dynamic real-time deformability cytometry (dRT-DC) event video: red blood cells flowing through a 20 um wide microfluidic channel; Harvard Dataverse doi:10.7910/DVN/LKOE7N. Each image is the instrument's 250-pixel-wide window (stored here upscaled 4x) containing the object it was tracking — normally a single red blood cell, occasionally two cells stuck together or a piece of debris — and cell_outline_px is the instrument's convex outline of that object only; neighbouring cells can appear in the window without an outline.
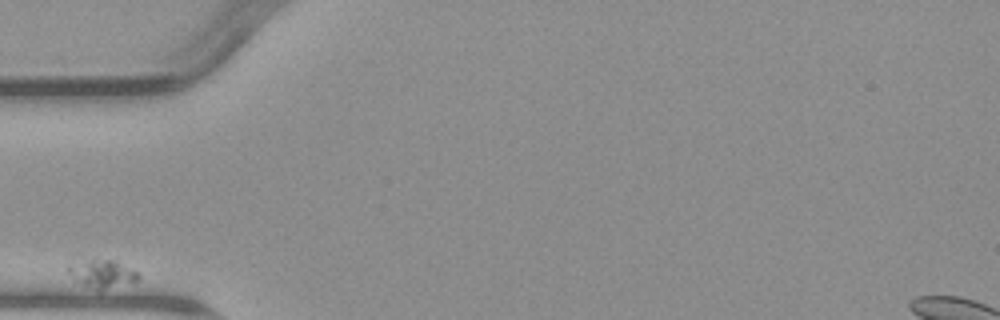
{"species": "common noctule bat (a hibernating species)", "species_latin": "Nyctalus noctula", "temperature_condition": "warm", "stored_images_in_passage": 5, "camera_frame_rate_fps": 3000, "um_per_image_px": 0.085, "animal": {"sex": "male", "body_mass_g": 23.1, "forearm_length_mm": 52.7}, "frame": {"image": 1, "passage_image": 1, "time_ms": 0.0, "image_size_px": [1000, 320], "cell_outline_px": [[140, 276], [136, 280], [104, 288], [96, 288], [72, 280], [68, 272], [68, 264], [72, 256], [80, 256], [116, 260], [140, 272]], "centroid_in_image_um": [8.54, 23.11], "position_along_channel_um": 76.5, "area_um2": 12.02}}
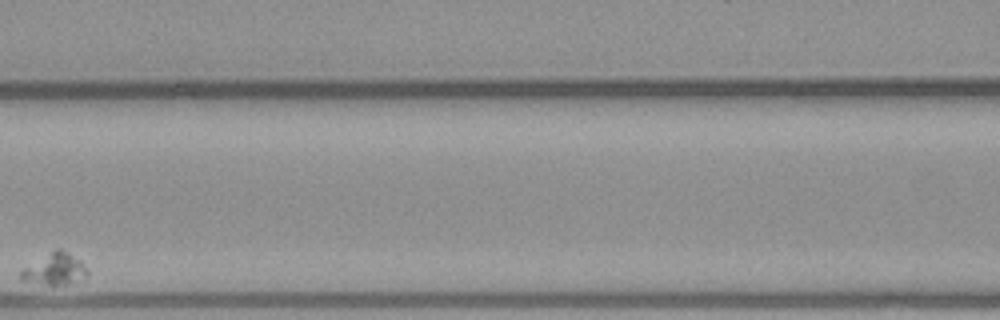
{"frame": {"image": 2, "passage_image": 4, "time_ms": 3.667, "image_size_px": [1000, 320], "cell_outline_px": [[88, 276], [68, 284], [48, 284], [20, 280], [20, 272], [24, 268], [56, 248], [60, 248], [68, 252], [80, 260], [88, 272]], "centroid_in_image_um": [4.67, 22.86], "position_along_channel_um": 161.9, "area_um2": 11.91}}
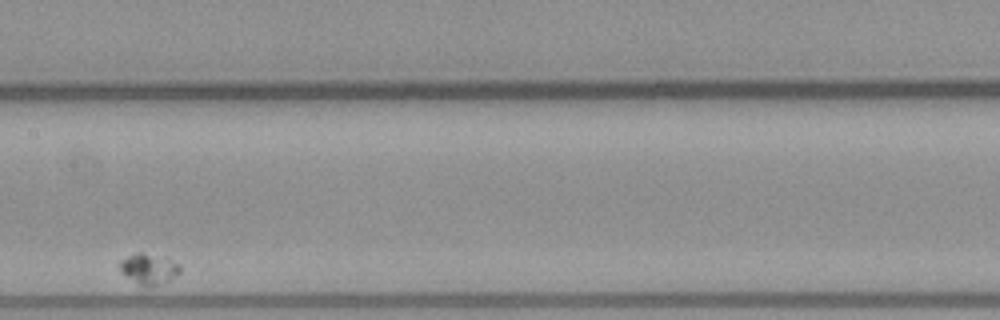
{"frame": {"image": 3, "passage_image": 5, "time_ms": 5.0, "image_size_px": [1000, 320], "cell_outline_px": [[180, 272], [168, 280], [144, 288], [128, 276], [120, 268], [120, 260], [128, 256], [140, 252], [168, 256], [180, 264]], "centroid_in_image_um": [12.71, 22.81], "position_along_channel_um": 194.7, "area_um2": 10.64}}